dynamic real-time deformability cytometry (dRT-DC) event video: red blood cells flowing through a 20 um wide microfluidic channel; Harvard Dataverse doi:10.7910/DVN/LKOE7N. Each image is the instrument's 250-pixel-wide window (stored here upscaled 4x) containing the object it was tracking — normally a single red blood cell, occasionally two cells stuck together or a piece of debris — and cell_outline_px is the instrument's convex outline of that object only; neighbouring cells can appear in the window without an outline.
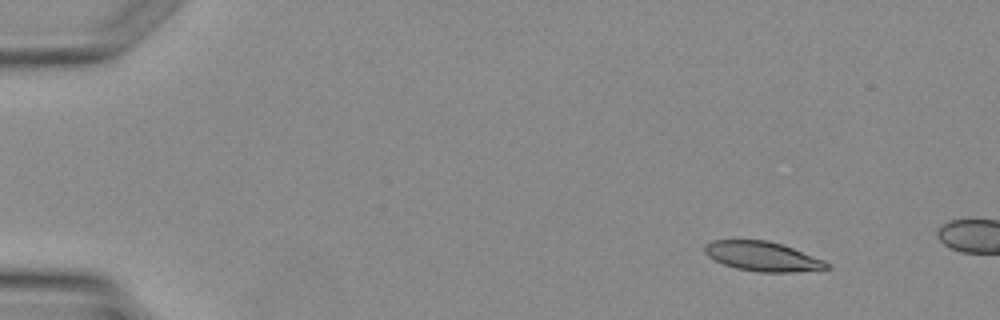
{"species": "Egyptian fruit bat (a non-hibernating species)", "species_latin": "Rousettus aegyptiacus", "temperature_condition": "warm", "stored_images_in_passage": 3, "camera_frame_rate_fps": 3000, "um_per_image_px": 0.085, "animal": {"sex": "female"}, "frame": {"image": 1, "passage_image": 1, "time_ms": 0.0, "image_size_px": [1000, 320], "cell_outline_px": [[832, 268], [796, 272], [756, 272], [736, 268], [724, 264], [708, 256], [704, 252], [704, 244], [712, 240], [768, 240], [792, 248], [824, 260]], "centroid_in_image_um": [64.8, 21.79], "position_along_channel_um": 20.2, "area_um2": 20.92}}